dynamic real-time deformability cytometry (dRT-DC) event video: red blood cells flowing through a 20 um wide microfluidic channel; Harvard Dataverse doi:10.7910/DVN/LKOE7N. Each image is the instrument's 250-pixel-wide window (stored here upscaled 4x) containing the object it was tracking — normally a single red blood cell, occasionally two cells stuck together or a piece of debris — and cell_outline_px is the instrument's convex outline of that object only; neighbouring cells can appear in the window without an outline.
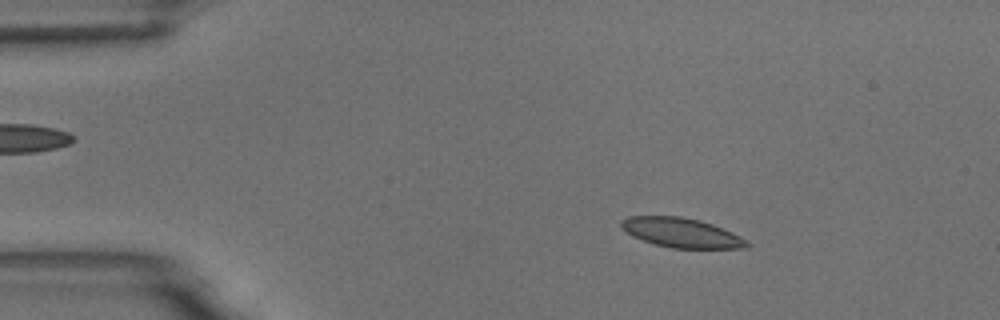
{"species": "common noctule bat (a hibernating species)", "species_latin": "Nyctalus noctula", "temperature_condition": "room temperature", "stored_images_in_passage": 4, "camera_frame_rate_fps": 3000, "um_per_image_px": 0.085, "animal": {"sex": "male", "body_mass_g": 18.8}, "frame": {"image": 1, "passage_image": 2, "time_ms": 1.0, "image_size_px": [1000, 320], "cell_outline_px": [[752, 244], [748, 248], [672, 248], [656, 244], [632, 236], [620, 224], [620, 220], [628, 216], [680, 216], [700, 220], [712, 224], [732, 232], [748, 240]], "centroid_in_image_um": [57.97, 19.78], "position_along_channel_um": 27.0, "area_um2": 21.56}}